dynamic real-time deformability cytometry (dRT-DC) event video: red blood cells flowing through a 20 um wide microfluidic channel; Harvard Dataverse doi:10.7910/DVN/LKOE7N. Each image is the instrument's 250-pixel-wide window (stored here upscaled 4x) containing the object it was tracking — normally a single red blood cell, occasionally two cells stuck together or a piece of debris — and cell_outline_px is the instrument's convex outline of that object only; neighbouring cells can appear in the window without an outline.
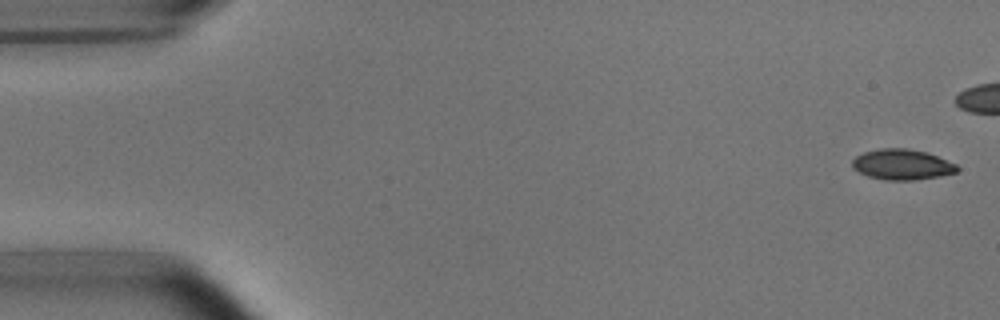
{"species": "common noctule bat (a hibernating species)", "species_latin": "Nyctalus noctula", "temperature_condition": "room temperature", "stored_images_in_passage": 6, "camera_frame_rate_fps": 3000, "um_per_image_px": 0.085, "animal": {"sex": "male", "body_mass_g": 15.6}, "frame": {"image": 1, "passage_image": 1, "time_ms": 0.0, "image_size_px": [1000, 320], "cell_outline_px": [[960, 168], [956, 172], [940, 176], [912, 180], [884, 180], [868, 176], [852, 168], [852, 160], [856, 156], [864, 152], [880, 148], [908, 148], [928, 152], [956, 164]], "centroid_in_image_um": [76.67, 13.97], "position_along_channel_um": 8.3, "area_um2": 18.73}}